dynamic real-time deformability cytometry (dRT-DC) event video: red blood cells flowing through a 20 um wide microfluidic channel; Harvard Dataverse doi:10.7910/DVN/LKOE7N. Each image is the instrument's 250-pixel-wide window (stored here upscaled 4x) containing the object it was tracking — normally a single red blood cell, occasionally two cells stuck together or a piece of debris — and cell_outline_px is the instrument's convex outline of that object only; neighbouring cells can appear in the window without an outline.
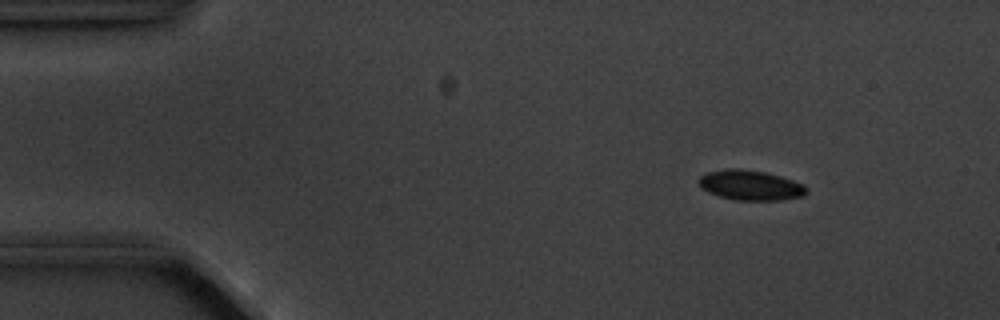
{"species": "common noctule bat (a hibernating species)", "species_latin": "Nyctalus noctula", "temperature_condition": "cold", "stored_images_in_passage": 6, "camera_frame_rate_fps": 3000, "um_per_image_px": 0.085, "animal": {"sex": "male", "body_mass_g": 20.1, "forearm_length_mm": 53.5}, "frame": {"image": 1, "passage_image": 2, "time_ms": 1.0, "image_size_px": [1000, 320], "cell_outline_px": [[808, 192], [804, 196], [780, 200], [736, 200], [720, 196], [708, 192], [700, 188], [696, 180], [700, 176], [708, 172], [728, 168], [740, 168], [764, 172], [780, 176], [804, 184], [808, 188]], "centroid_in_image_um": [63.78, 15.74], "position_along_channel_um": 21.2, "area_um2": 19.02}}